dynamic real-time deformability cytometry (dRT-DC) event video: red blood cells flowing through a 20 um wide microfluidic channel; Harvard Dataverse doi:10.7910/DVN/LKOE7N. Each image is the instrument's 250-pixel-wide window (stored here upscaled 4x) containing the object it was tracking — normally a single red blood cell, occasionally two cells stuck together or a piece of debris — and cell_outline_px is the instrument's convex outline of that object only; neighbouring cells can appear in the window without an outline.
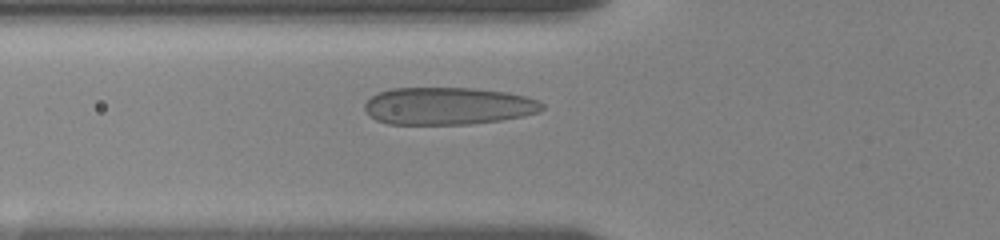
{"species": "human", "species_latin": "Homo sapiens", "temperature_condition": "room temperature", "stored_images_in_passage": 52, "camera_frame_rate_fps": 3000, "um_per_image_px": 0.085, "donor": {"sex": "female"}, "frame": {"image": 1, "passage_image": 16, "time_ms": 5.0, "image_size_px": [1000, 240], "cell_outline_px": [[544, 108], [540, 112], [524, 116], [500, 120], [468, 124], [388, 124], [376, 120], [368, 116], [364, 108], [364, 104], [372, 96], [380, 92], [392, 88], [472, 88], [508, 92], [528, 96], [540, 100], [544, 104]], "centroid_in_image_um": [38.12, 9.01], "position_along_channel_um": 87.7, "area_um2": 39.02}}
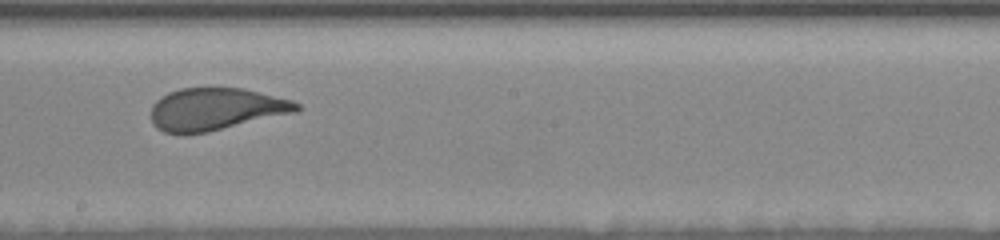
{"frame": {"image": 2, "passage_image": 28, "time_ms": 9.0, "image_size_px": [1000, 240], "cell_outline_px": [[300, 108], [296, 112], [208, 132], [184, 136], [180, 136], [164, 132], [156, 128], [152, 124], [152, 104], [160, 96], [168, 92], [180, 88], [244, 88], [292, 100], [300, 104]], "centroid_in_image_um": [18.29, 9.3], "position_along_channel_um": 229.9, "area_um2": 36.36}}
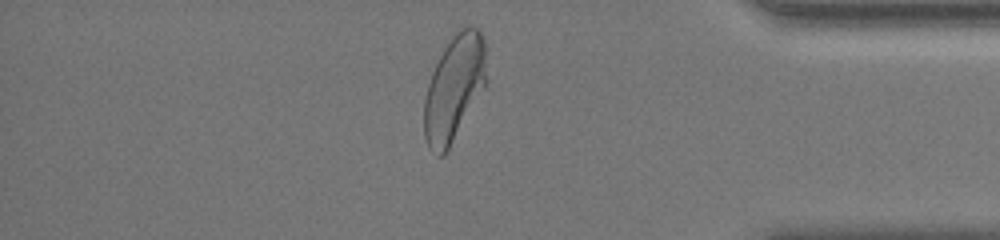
{"frame": {"image": 3, "passage_image": 44, "time_ms": 14.333, "image_size_px": [1000, 240], "cell_outline_px": [[484, 88], [444, 156], [436, 156], [428, 148], [424, 136], [424, 100], [428, 84], [432, 72], [452, 32], [460, 24], [468, 24], [480, 28], [484, 40]], "centroid_in_image_um": [38.57, 7.44], "position_along_channel_um": 396.6, "area_um2": 38.49}, "authors_computed_cell_mechanics": {"area_um2": 38.5815, "velocity_mm_per_s": 3.537, "shape_relaxation_time_tau1_ms": 4.1148, "shape_relaxation_time_tau2_ms": null, "deformation_change_tau1": 0.1586, "deformation_change_tau2": null}}